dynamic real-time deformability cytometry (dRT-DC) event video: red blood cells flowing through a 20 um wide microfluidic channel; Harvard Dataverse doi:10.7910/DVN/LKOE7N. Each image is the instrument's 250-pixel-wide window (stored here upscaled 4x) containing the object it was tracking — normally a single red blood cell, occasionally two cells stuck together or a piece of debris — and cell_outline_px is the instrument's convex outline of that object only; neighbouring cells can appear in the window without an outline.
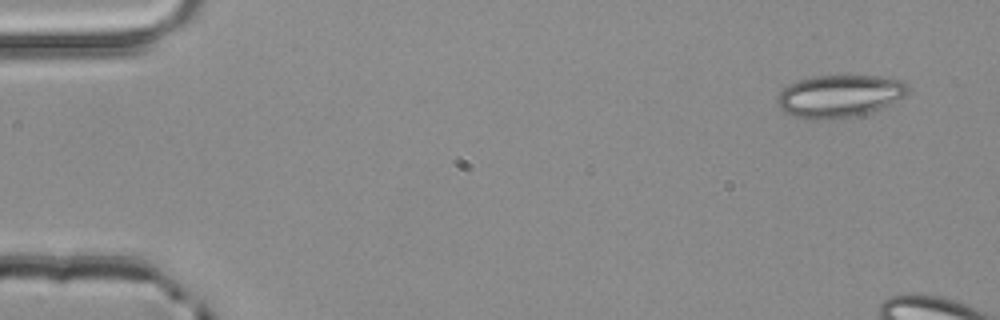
{"species": "common noctule bat (a hibernating species)", "species_latin": "Nyctalus noctula", "temperature_condition": "room temperature", "stored_images_in_passage": 3, "camera_frame_rate_fps": 3000, "um_per_image_px": 0.085, "animal": {"sex": "male", "body_mass_g": 20.4}, "frame": {"image": 1, "passage_image": 1, "time_ms": 0.0, "image_size_px": [1000, 320], "cell_outline_px": [[912, 88], [904, 96], [880, 108], [868, 112], [852, 116], [832, 120], [808, 120], [792, 116], [784, 112], [780, 108], [776, 100], [776, 96], [788, 84], [796, 80], [812, 76], [880, 76], [904, 80]], "centroid_in_image_um": [71.32, 8.16], "position_along_channel_um": 13.7, "area_um2": 32.71}}